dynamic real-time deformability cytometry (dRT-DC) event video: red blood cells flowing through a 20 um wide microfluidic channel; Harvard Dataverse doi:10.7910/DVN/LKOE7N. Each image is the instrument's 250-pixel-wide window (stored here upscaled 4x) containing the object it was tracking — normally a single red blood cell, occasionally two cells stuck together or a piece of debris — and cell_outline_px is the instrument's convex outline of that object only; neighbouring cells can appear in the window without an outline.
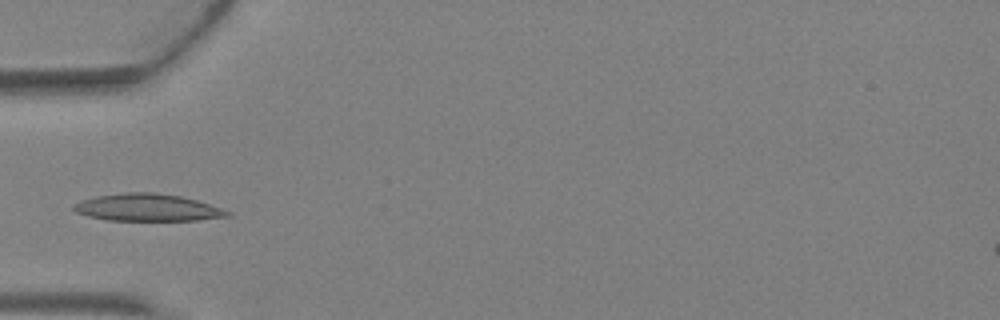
{"species": "Egyptian fruit bat (a non-hibernating species)", "species_latin": "Rousettus aegyptiacus", "temperature_condition": "warm", "stored_images_in_passage": 3, "camera_frame_rate_fps": 3000, "um_per_image_px": 0.085, "animal": {"sex": "female"}, "frame": {"image": 1, "passage_image": 3, "time_ms": 0.667, "image_size_px": [1000, 320], "cell_outline_px": [[232, 216], [200, 220], [108, 220], [88, 216], [76, 212], [72, 208], [72, 204], [80, 200], [96, 196], [124, 192], [156, 192], [180, 196], [196, 200], [232, 212]], "centroid_in_image_um": [12.52, 17.63], "position_along_channel_um": 72.5, "area_um2": 24.45}}